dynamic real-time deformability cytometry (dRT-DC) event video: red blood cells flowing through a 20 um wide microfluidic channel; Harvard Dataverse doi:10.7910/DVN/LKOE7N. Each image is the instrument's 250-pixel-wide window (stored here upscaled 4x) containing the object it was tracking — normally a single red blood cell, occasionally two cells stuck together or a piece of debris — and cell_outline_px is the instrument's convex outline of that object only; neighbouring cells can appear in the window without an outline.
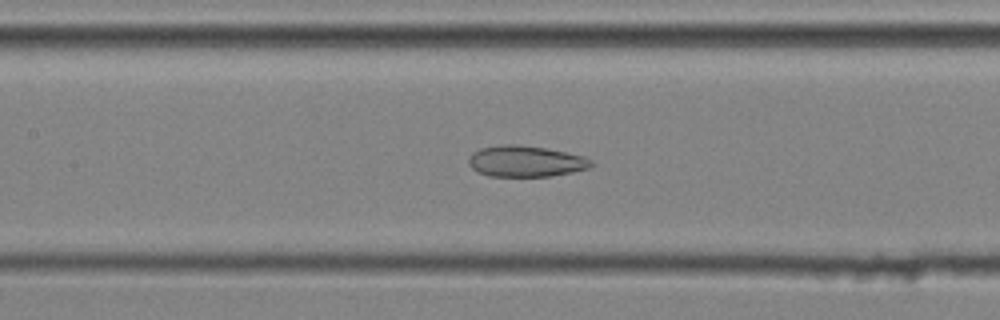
{"species": "common noctule bat (a hibernating species)", "species_latin": "Nyctalus noctula", "temperature_condition": "cold", "stored_images_in_passage": 32, "camera_frame_rate_fps": 3000, "um_per_image_px": 0.085, "animal": {"sex": "male", "body_mass_g": 20.4}, "frame": {"image": 1, "passage_image": 8, "time_ms": 2.333, "image_size_px": [1000, 320], "cell_outline_px": [[596, 164], [588, 168], [572, 172], [552, 176], [488, 176], [472, 168], [468, 164], [468, 160], [472, 152], [480, 148], [500, 144], [520, 144], [544, 148], [584, 156], [592, 160]], "centroid_in_image_um": [44.68, 13.7], "position_along_channel_um": 162.7, "area_um2": 22.31}}
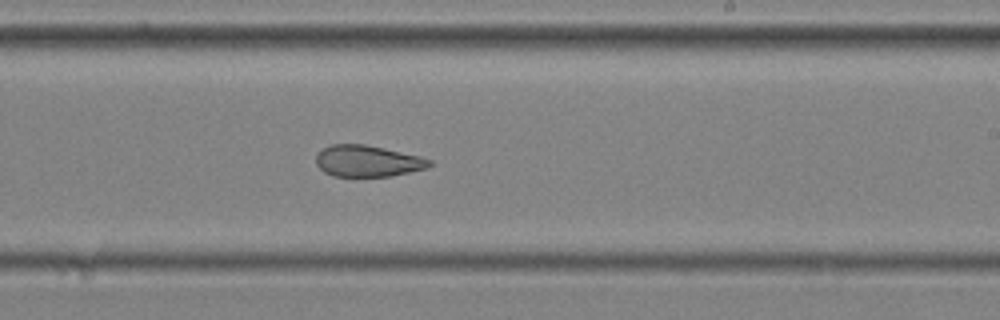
{"frame": {"image": 2, "passage_image": 15, "time_ms": 4.667, "image_size_px": [1000, 320], "cell_outline_px": [[432, 164], [428, 168], [392, 176], [332, 176], [324, 172], [316, 164], [316, 156], [324, 148], [332, 144], [364, 144], [384, 148], [420, 156], [432, 160]], "centroid_in_image_um": [31.27, 13.69], "position_along_channel_um": 257.7, "area_um2": 20.75}}
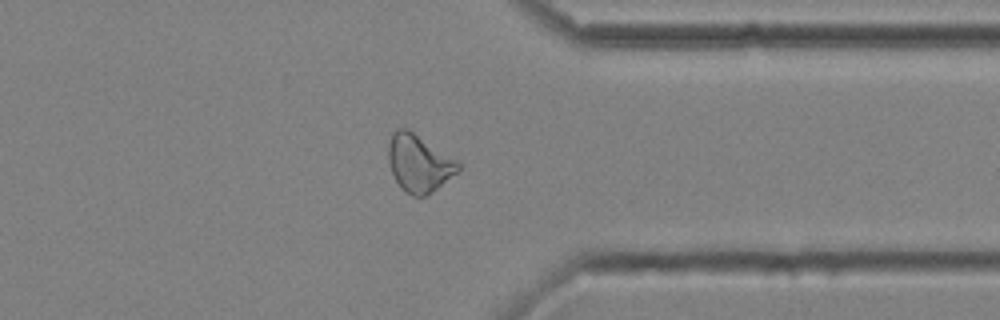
{"frame": {"image": 3, "passage_image": 24, "time_ms": 7.667, "image_size_px": [1000, 320], "cell_outline_px": [[460, 172], [432, 192], [424, 196], [412, 196], [404, 192], [400, 188], [392, 172], [388, 160], [388, 144], [392, 132], [396, 128], [408, 128], [456, 160], [460, 164]], "centroid_in_image_um": [35.6, 13.88], "position_along_channel_um": 375.8, "area_um2": 23.47}, "authors_computed_cell_mechanics": {"area_um2": 22.5131, "velocity_mm_per_s": 4.0881, "shape_relaxation_time_tau1_ms": null, "shape_relaxation_time_tau2_ms": 1.9078, "deformation_change_tau1": null, "deformation_change_tau2": 0.0891}}